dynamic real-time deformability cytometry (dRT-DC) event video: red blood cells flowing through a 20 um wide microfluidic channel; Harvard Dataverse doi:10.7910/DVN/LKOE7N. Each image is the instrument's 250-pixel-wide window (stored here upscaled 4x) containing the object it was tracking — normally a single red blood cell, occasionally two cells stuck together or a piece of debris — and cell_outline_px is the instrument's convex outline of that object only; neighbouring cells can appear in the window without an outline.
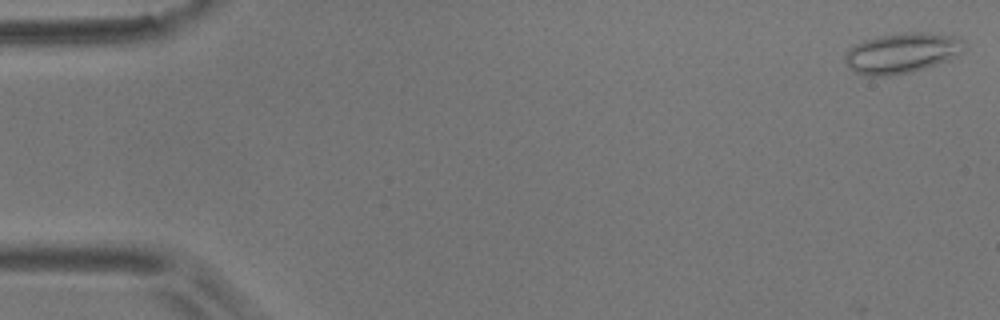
{"species": "common noctule bat (a hibernating species)", "species_latin": "Nyctalus noctula", "temperature_condition": "room temperature", "stored_images_in_passage": 6, "camera_frame_rate_fps": 3000, "um_per_image_px": 0.085, "animal": {"sex": "male", "body_mass_g": 17.9}, "frame": {"image": 1, "passage_image": 1, "time_ms": 0.0, "image_size_px": [1000, 320], "cell_outline_px": [[968, 48], [964, 52], [948, 60], [912, 72], [888, 76], [864, 76], [848, 68], [844, 60], [844, 56], [848, 48], [864, 40], [896, 32], [928, 32], [956, 36], [964, 40], [968, 44]], "centroid_in_image_um": [76.7, 4.5], "position_along_channel_um": 8.3, "area_um2": 28.67}}